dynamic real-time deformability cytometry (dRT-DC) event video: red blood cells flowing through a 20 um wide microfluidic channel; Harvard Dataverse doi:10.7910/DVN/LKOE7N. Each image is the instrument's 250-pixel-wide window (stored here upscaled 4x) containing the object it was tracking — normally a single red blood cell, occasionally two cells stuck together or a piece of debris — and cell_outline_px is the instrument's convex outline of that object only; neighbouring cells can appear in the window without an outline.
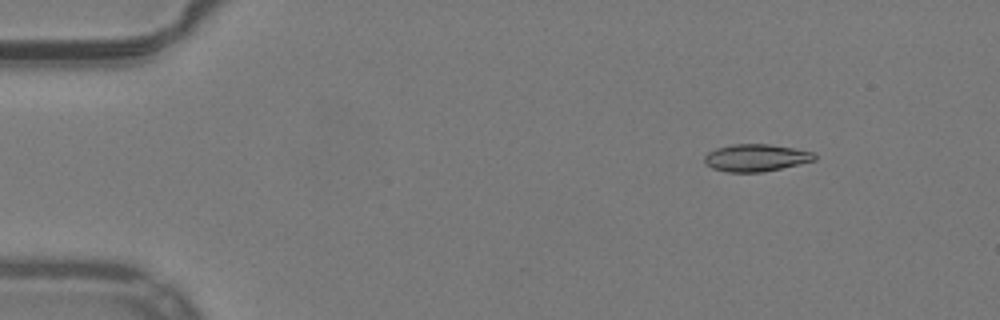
{"species": "common noctule bat (a hibernating species)", "species_latin": "Nyctalus noctula", "temperature_condition": "warm", "stored_images_in_passage": 23, "camera_frame_rate_fps": 3000, "um_per_image_px": 0.085, "animal": {"sex": "male", "body_mass_g": 19.2, "forearm_length_mm": 51.8}, "frame": {"image": 1, "passage_image": 6, "time_ms": 1.667, "image_size_px": [1000, 320], "cell_outline_px": [[816, 160], [800, 164], [764, 172], [728, 172], [712, 168], [704, 160], [704, 156], [708, 152], [716, 148], [732, 144], [768, 144], [796, 148], [816, 152]], "centroid_in_image_um": [64.3, 13.4], "position_along_channel_um": 20.7, "area_um2": 17.63}}
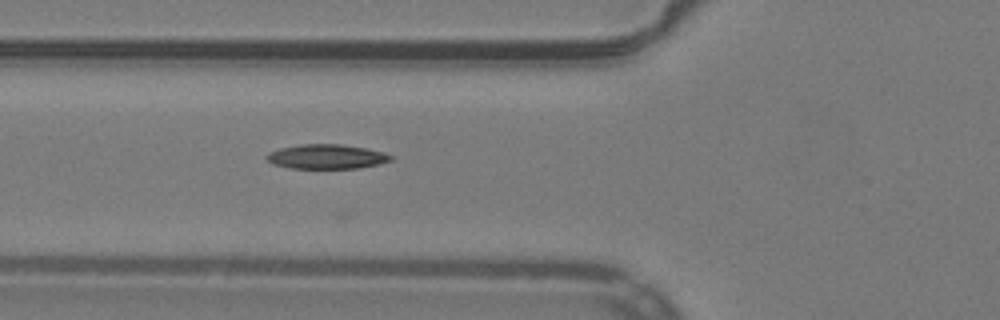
{"frame": {"image": 2, "passage_image": 19, "time_ms": 6.0, "image_size_px": [1000, 320], "cell_outline_px": [[392, 160], [380, 164], [356, 168], [292, 168], [272, 164], [264, 156], [268, 152], [280, 148], [300, 144], [340, 144], [364, 148], [384, 152], [392, 156]], "centroid_in_image_um": [27.73, 13.31], "position_along_channel_um": 98.1, "area_um2": 17.69}}